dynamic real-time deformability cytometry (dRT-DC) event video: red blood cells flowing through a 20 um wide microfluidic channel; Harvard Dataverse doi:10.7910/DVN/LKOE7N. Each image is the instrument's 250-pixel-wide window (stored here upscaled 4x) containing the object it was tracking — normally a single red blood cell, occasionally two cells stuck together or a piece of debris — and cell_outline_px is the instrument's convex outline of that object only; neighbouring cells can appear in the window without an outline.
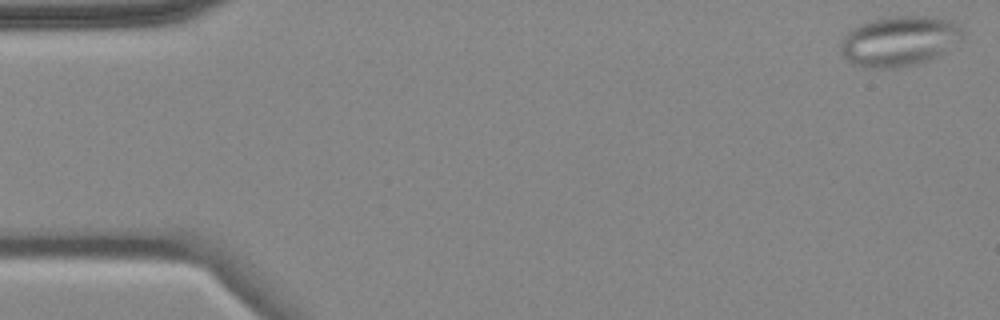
{"species": "common noctule bat (a hibernating species)", "species_latin": "Nyctalus noctula", "temperature_condition": "cold", "stored_images_in_passage": 4, "camera_frame_rate_fps": 3000, "um_per_image_px": 0.085, "animal": {"sex": "female", "body_mass_g": 18.4}, "frame": {"image": 1, "passage_image": 1, "time_ms": 0.0, "image_size_px": [1000, 320], "cell_outline_px": [[964, 32], [960, 40], [940, 56], [916, 64], [896, 68], [860, 68], [852, 64], [840, 52], [840, 40], [852, 28], [860, 24], [872, 20], [892, 16], [928, 16], [944, 20], [956, 24]], "centroid_in_image_um": [76.39, 3.51], "position_along_channel_um": 8.6, "area_um2": 35.72}}